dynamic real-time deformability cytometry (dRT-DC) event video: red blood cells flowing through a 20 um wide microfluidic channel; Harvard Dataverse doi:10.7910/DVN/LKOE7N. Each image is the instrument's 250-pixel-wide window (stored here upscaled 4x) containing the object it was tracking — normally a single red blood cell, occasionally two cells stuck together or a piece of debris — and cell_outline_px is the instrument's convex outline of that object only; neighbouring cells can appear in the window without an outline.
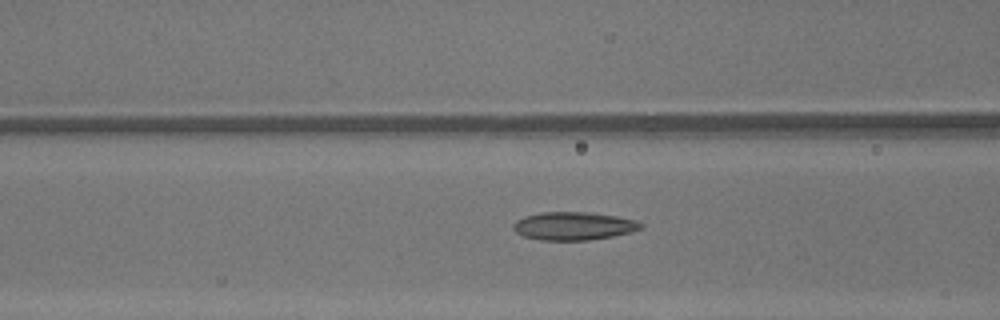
{"species": "common noctule bat (a hibernating species)", "species_latin": "Nyctalus noctula", "temperature_condition": "warm", "stored_images_in_passage": 49, "camera_frame_rate_fps": 3000, "um_per_image_px": 0.085, "animal": {"sex": "male", "body_mass_g": 13.3}, "frame": {"image": 1, "passage_image": 20, "time_ms": 6.333, "image_size_px": [1000, 320], "cell_outline_px": [[644, 224], [640, 228], [632, 232], [612, 236], [588, 240], [540, 240], [524, 236], [516, 232], [512, 228], [512, 224], [516, 220], [524, 216], [540, 212], [592, 212], [616, 216], [636, 220]], "centroid_in_image_um": [48.74, 19.2], "position_along_channel_um": 117.9, "area_um2": 20.98}}
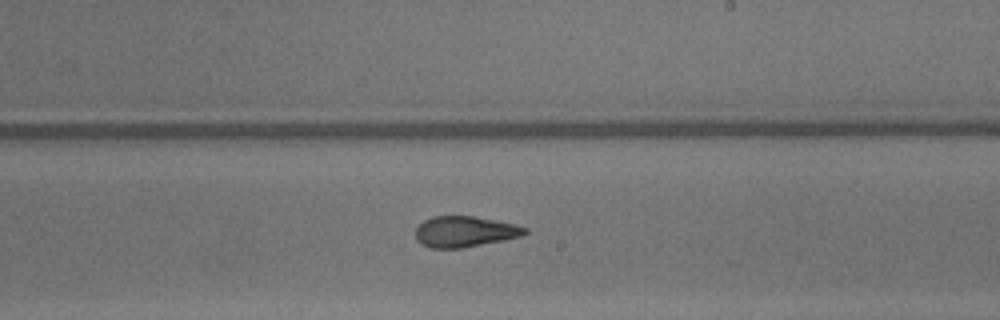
{"frame": {"image": 2, "passage_image": 29, "time_ms": 9.333, "image_size_px": [1000, 320], "cell_outline_px": [[528, 232], [524, 236], [504, 240], [460, 248], [428, 248], [420, 244], [416, 240], [416, 228], [424, 220], [432, 216], [472, 216], [516, 224], [528, 228]], "centroid_in_image_um": [39.51, 19.69], "position_along_channel_um": 249.5, "area_um2": 19.77}}
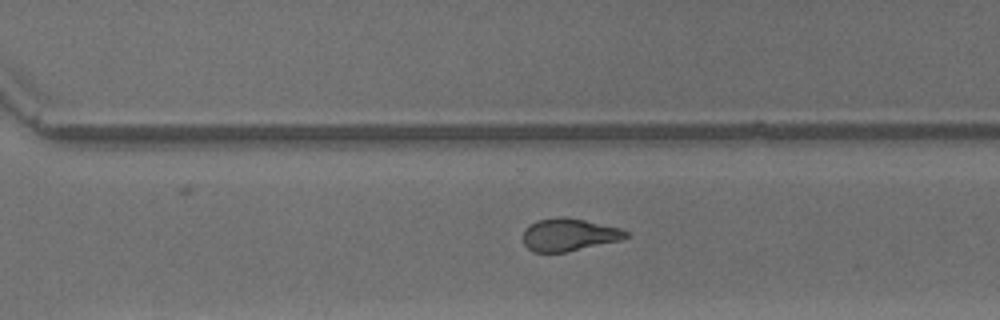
{"frame": {"image": 3, "passage_image": 34, "time_ms": 11.0, "image_size_px": [1000, 320], "cell_outline_px": [[628, 236], [620, 240], [564, 252], [532, 252], [524, 244], [524, 232], [532, 224], [540, 220], [560, 216], [564, 216], [584, 220], [620, 228], [628, 232]], "centroid_in_image_um": [48.37, 19.95], "position_along_channel_um": 322.2, "area_um2": 19.07}, "authors_computed_cell_mechanics": {"area_um2": 20.7502, "velocity_mm_per_s": 4.3792, "shape_relaxation_time_tau1_ms": 9.6487, "shape_relaxation_time_tau2_ms": 1.6442, "deformation_change_tau1": 0.252, "deformation_change_tau2": 0.0905}}